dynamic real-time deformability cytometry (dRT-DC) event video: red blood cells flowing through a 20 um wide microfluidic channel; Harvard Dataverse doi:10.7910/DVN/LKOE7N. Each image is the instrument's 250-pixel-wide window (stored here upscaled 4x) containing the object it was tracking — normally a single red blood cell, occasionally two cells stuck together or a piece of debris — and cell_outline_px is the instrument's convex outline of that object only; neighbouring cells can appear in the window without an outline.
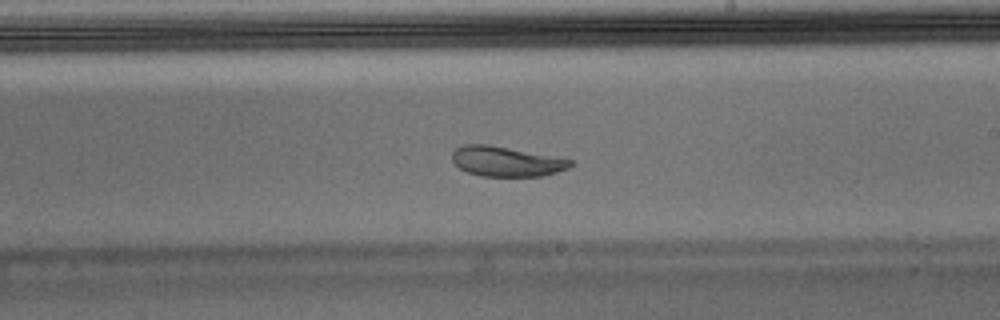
{"species": "Egyptian fruit bat (a non-hibernating species)", "species_latin": "Rousettus aegyptiacus", "temperature_condition": "warm", "stored_images_in_passage": 51, "camera_frame_rate_fps": 3000, "um_per_image_px": 0.085, "animal": {"sex": "male"}, "frame": {"image": 1, "passage_image": 30, "time_ms": 9.667, "image_size_px": [1000, 320], "cell_outline_px": [[576, 164], [568, 168], [556, 172], [540, 176], [480, 176], [468, 172], [460, 168], [452, 160], [452, 152], [456, 148], [464, 144], [488, 144], [572, 160]], "centroid_in_image_um": [43.02, 13.72], "position_along_channel_um": 246.0, "area_um2": 20.46}, "authors_computed_cell_mechanics": {"area_um2": 22.4264, "velocity_mm_per_s": 3.9297, "shape_relaxation_time_tau1_ms": null, "shape_relaxation_time_tau2_ms": 1.797, "deformation_change_tau1": null, "deformation_change_tau2": 0.0519}}